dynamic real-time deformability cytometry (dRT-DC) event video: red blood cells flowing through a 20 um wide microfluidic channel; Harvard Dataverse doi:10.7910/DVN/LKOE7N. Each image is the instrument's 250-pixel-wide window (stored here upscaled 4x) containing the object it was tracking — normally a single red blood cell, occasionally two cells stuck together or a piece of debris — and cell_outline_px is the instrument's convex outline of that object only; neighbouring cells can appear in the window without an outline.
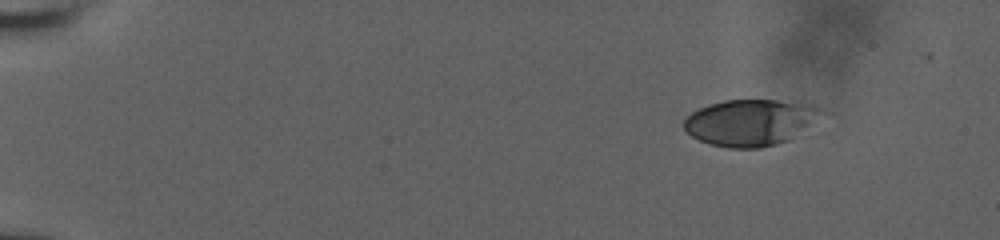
{"species": "human", "species_latin": "Homo sapiens", "temperature_condition": "room temperature", "stored_images_in_passage": 7, "camera_frame_rate_fps": 3000, "um_per_image_px": 0.085, "donor": {"sex": "male"}, "frame": {"image": 1, "passage_image": 1, "time_ms": 0.0, "image_size_px": [1000, 240], "cell_outline_px": [[832, 112], [788, 140], [776, 144], [760, 148], [728, 148], [712, 144], [700, 140], [692, 136], [684, 128], [684, 120], [692, 112], [708, 104], [724, 100], [776, 100], [820, 108]], "centroid_in_image_um": [63.83, 10.41], "position_along_channel_um": 21.2, "area_um2": 37.11}}
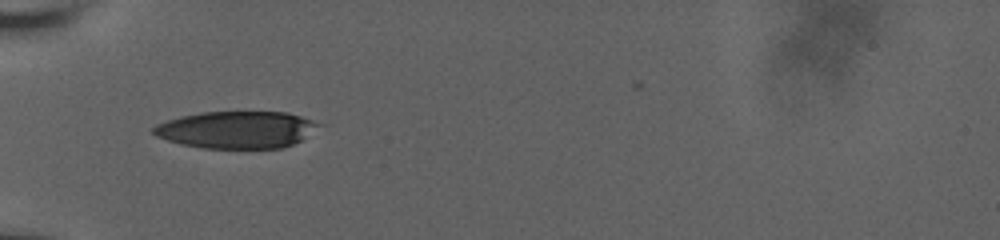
{"frame": {"image": 2, "passage_image": 6, "time_ms": 4.667, "image_size_px": [1000, 240], "cell_outline_px": [[324, 124], [300, 140], [284, 148], [204, 148], [180, 144], [156, 136], [152, 132], [152, 128], [156, 124], [180, 116], [200, 112], [288, 112]], "centroid_in_image_um": [20.1, 11.02], "position_along_channel_um": 64.9, "area_um2": 35.72}}
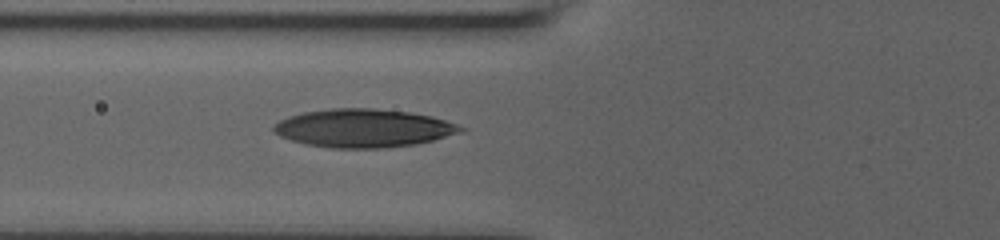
{"frame": {"image": 3, "passage_image": 7, "time_ms": 5.667, "image_size_px": [1000, 240], "cell_outline_px": [[468, 128], [464, 132], [416, 144], [384, 148], [328, 148], [308, 144], [292, 140], [280, 136], [272, 132], [272, 128], [280, 120], [288, 116], [304, 112], [332, 108], [372, 108], [408, 112], [432, 116]], "centroid_in_image_um": [30.91, 10.89], "position_along_channel_um": 94.9, "area_um2": 41.73}}